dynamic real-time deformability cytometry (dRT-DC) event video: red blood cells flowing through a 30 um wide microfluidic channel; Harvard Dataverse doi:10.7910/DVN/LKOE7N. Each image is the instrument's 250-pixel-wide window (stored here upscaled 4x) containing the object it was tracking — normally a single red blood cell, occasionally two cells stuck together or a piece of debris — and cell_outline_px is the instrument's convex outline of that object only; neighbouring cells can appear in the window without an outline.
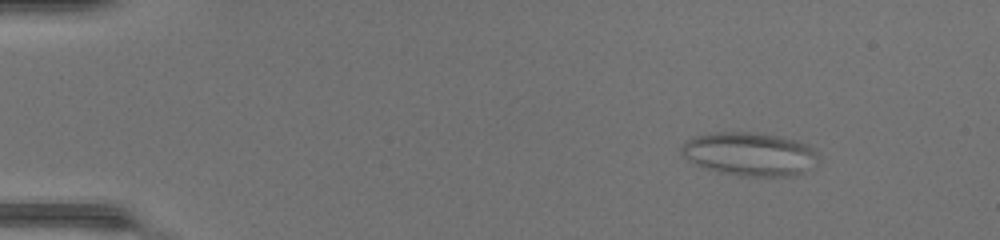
{"species": "common noctule bat (a hibernating species)", "species_latin": "Nyctalus noctula", "temperature_condition": "warm", "stored_images_in_passage": 49, "camera_frame_rate_fps": 3000, "um_per_image_px": 0.085, "animal": {"sex": "female", "body_mass_g": 17.0, "forearm_length_mm": 48.0}, "frame": {"image": 1, "passage_image": 7, "time_ms": 2.0, "image_size_px": [1000, 240], "cell_outline_px": [[820, 160], [816, 164], [804, 172], [796, 176], [740, 176], [716, 172], [696, 164], [688, 160], [680, 152], [680, 148], [692, 136], [716, 132], [760, 132], [796, 140], [808, 144], [816, 148], [820, 156]], "centroid_in_image_um": [63.78, 13.09], "position_along_channel_um": 21.2, "area_um2": 35.32}}
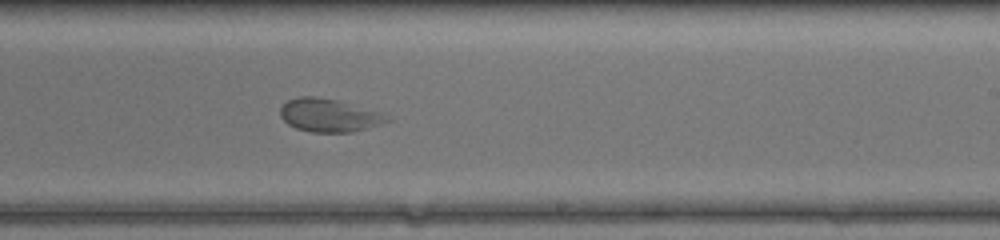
{"frame": {"image": 2, "passage_image": 31, "time_ms": 10.0, "image_size_px": [1000, 240], "cell_outline_px": [[392, 120], [368, 128], [352, 132], [312, 132], [296, 128], [288, 124], [280, 116], [280, 108], [288, 100], [300, 96], [316, 96], [336, 100], [380, 112]], "centroid_in_image_um": [27.95, 9.8], "position_along_channel_um": 261.1, "area_um2": 20.4}}
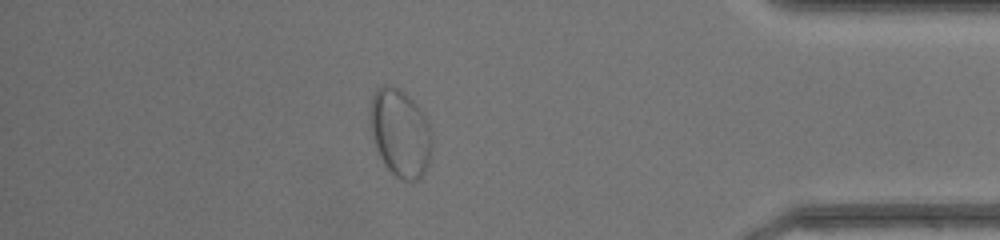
{"frame": {"image": 3, "passage_image": 43, "time_ms": 14.0, "image_size_px": [1000, 240], "cell_outline_px": [[432, 144], [428, 164], [424, 172], [416, 180], [404, 180], [396, 176], [384, 164], [376, 148], [372, 136], [368, 112], [368, 108], [372, 96], [376, 88], [384, 84], [388, 84], [400, 88], [420, 108], [428, 120], [432, 140]], "centroid_in_image_um": [33.99, 11.24], "position_along_channel_um": 401.2, "area_um2": 31.85}}